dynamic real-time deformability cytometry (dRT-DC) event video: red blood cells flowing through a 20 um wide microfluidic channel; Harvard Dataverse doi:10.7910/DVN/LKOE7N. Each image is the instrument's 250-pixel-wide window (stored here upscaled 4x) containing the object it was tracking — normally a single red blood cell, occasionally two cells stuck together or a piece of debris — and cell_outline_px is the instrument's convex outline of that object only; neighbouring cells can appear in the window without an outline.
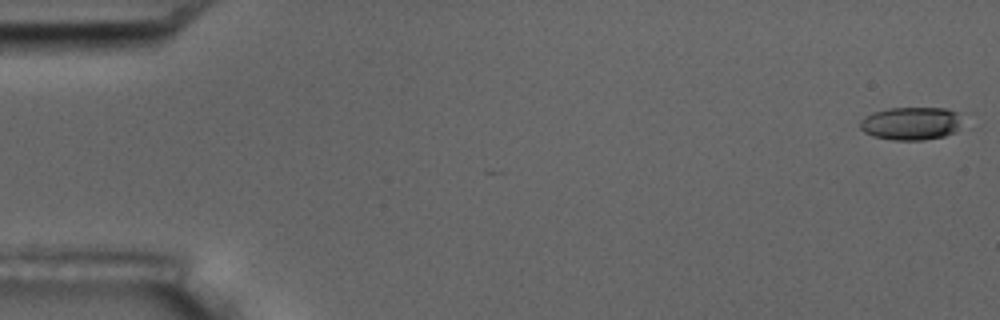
{"species": "common noctule bat (a hibernating species)", "species_latin": "Nyctalus noctula", "temperature_condition": "room temperature", "stored_images_in_passage": 6, "camera_frame_rate_fps": 3000, "um_per_image_px": 0.085, "animal": {"sex": "male", "body_mass_g": 17.5, "forearm_length_mm": 52.3}, "frame": {"image": 1, "passage_image": 1, "time_ms": 0.0, "image_size_px": [1000, 320], "cell_outline_px": [[968, 128], [944, 136], [924, 140], [892, 140], [872, 136], [864, 132], [860, 128], [860, 120], [864, 116], [872, 112], [888, 108], [944, 108], [956, 112]], "centroid_in_image_um": [77.5, 10.5], "position_along_channel_um": 7.5, "area_um2": 20.29}}